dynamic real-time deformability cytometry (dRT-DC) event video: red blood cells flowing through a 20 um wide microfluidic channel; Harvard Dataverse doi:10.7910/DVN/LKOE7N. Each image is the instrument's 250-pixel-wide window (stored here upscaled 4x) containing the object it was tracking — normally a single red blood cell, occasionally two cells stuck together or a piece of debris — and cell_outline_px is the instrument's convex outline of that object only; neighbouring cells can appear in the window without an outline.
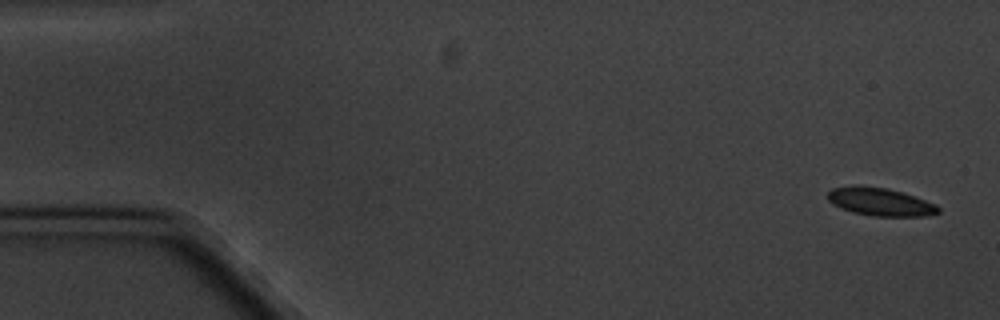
{"species": "common noctule bat (a hibernating species)", "species_latin": "Nyctalus noctula", "temperature_condition": "cold", "stored_images_in_passage": 5, "camera_frame_rate_fps": 3000, "um_per_image_px": 0.085, "animal": {"sex": "male", "body_mass_g": 20.1, "forearm_length_mm": 53.5}, "frame": {"image": 1, "passage_image": 1, "time_ms": 0.0, "image_size_px": [1000, 320], "cell_outline_px": [[940, 212], [924, 216], [872, 216], [852, 212], [840, 208], [832, 204], [828, 200], [828, 192], [832, 188], [852, 184], [860, 184], [888, 188], [904, 192], [936, 204], [940, 208]], "centroid_in_image_um": [74.78, 17.13], "position_along_channel_um": 10.2, "area_um2": 18.44}}
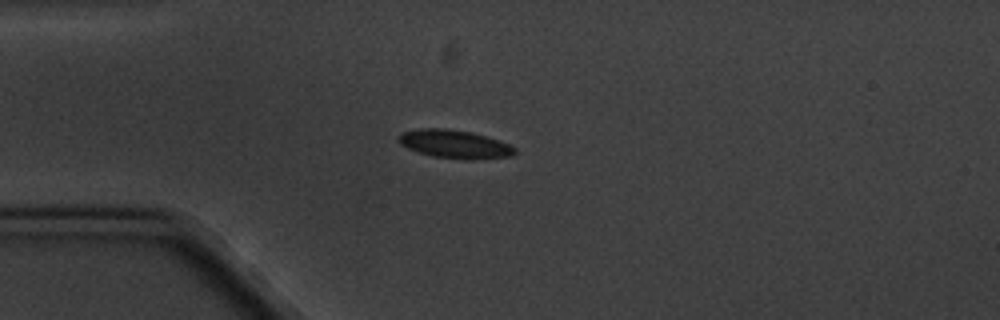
{"frame": {"image": 2, "passage_image": 4, "time_ms": 4.333, "image_size_px": [1000, 320], "cell_outline_px": [[516, 152], [512, 156], [472, 160], [468, 160], [432, 156], [408, 148], [400, 144], [396, 140], [404, 132], [420, 128], [444, 128], [468, 132], [500, 140], [516, 148]], "centroid_in_image_um": [38.66, 12.26], "position_along_channel_um": 46.3, "area_um2": 19.02}}